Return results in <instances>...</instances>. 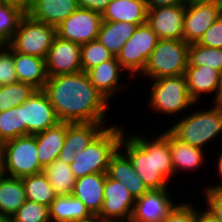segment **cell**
I'll use <instances>...</instances> for the list:
<instances>
[{"instance_id":"cell-1","label":"cell","mask_w":222,"mask_h":222,"mask_svg":"<svg viewBox=\"0 0 222 222\" xmlns=\"http://www.w3.org/2000/svg\"><path fill=\"white\" fill-rule=\"evenodd\" d=\"M42 90L59 121L106 123L110 102L91 84L86 72L49 76Z\"/></svg>"},{"instance_id":"cell-2","label":"cell","mask_w":222,"mask_h":222,"mask_svg":"<svg viewBox=\"0 0 222 222\" xmlns=\"http://www.w3.org/2000/svg\"><path fill=\"white\" fill-rule=\"evenodd\" d=\"M123 133L119 149L129 158L133 169L148 190L169 188L174 178V169L168 143V129L155 138L144 134ZM149 140V141H148ZM125 149V150H124Z\"/></svg>"},{"instance_id":"cell-3","label":"cell","mask_w":222,"mask_h":222,"mask_svg":"<svg viewBox=\"0 0 222 222\" xmlns=\"http://www.w3.org/2000/svg\"><path fill=\"white\" fill-rule=\"evenodd\" d=\"M190 113V114H189ZM167 128L177 139L206 152V144L222 136V104L193 109ZM205 147V148H204Z\"/></svg>"},{"instance_id":"cell-4","label":"cell","mask_w":222,"mask_h":222,"mask_svg":"<svg viewBox=\"0 0 222 222\" xmlns=\"http://www.w3.org/2000/svg\"><path fill=\"white\" fill-rule=\"evenodd\" d=\"M124 132L121 125H109L85 149L77 152L70 164L74 177L107 173L110 158L119 148Z\"/></svg>"},{"instance_id":"cell-5","label":"cell","mask_w":222,"mask_h":222,"mask_svg":"<svg viewBox=\"0 0 222 222\" xmlns=\"http://www.w3.org/2000/svg\"><path fill=\"white\" fill-rule=\"evenodd\" d=\"M151 83L148 106L156 114L176 118L177 113L182 114L196 104L189 95L185 75L161 77L153 79Z\"/></svg>"},{"instance_id":"cell-6","label":"cell","mask_w":222,"mask_h":222,"mask_svg":"<svg viewBox=\"0 0 222 222\" xmlns=\"http://www.w3.org/2000/svg\"><path fill=\"white\" fill-rule=\"evenodd\" d=\"M190 44L184 40L160 39L140 75L157 79L185 75L189 64Z\"/></svg>"},{"instance_id":"cell-7","label":"cell","mask_w":222,"mask_h":222,"mask_svg":"<svg viewBox=\"0 0 222 222\" xmlns=\"http://www.w3.org/2000/svg\"><path fill=\"white\" fill-rule=\"evenodd\" d=\"M56 36L57 27L36 21L26 14L8 45L15 52L46 59Z\"/></svg>"},{"instance_id":"cell-8","label":"cell","mask_w":222,"mask_h":222,"mask_svg":"<svg viewBox=\"0 0 222 222\" xmlns=\"http://www.w3.org/2000/svg\"><path fill=\"white\" fill-rule=\"evenodd\" d=\"M40 172H43V167L37 156L35 135L19 136L4 142V175L22 178Z\"/></svg>"},{"instance_id":"cell-9","label":"cell","mask_w":222,"mask_h":222,"mask_svg":"<svg viewBox=\"0 0 222 222\" xmlns=\"http://www.w3.org/2000/svg\"><path fill=\"white\" fill-rule=\"evenodd\" d=\"M158 40L147 23L136 27L116 57L120 66L129 73L128 77L133 78L135 75L137 77L143 72Z\"/></svg>"},{"instance_id":"cell-10","label":"cell","mask_w":222,"mask_h":222,"mask_svg":"<svg viewBox=\"0 0 222 222\" xmlns=\"http://www.w3.org/2000/svg\"><path fill=\"white\" fill-rule=\"evenodd\" d=\"M222 15V3L187 0L184 13V41L196 43Z\"/></svg>"},{"instance_id":"cell-11","label":"cell","mask_w":222,"mask_h":222,"mask_svg":"<svg viewBox=\"0 0 222 222\" xmlns=\"http://www.w3.org/2000/svg\"><path fill=\"white\" fill-rule=\"evenodd\" d=\"M102 14L78 8L57 27V36L83 45L98 39Z\"/></svg>"},{"instance_id":"cell-12","label":"cell","mask_w":222,"mask_h":222,"mask_svg":"<svg viewBox=\"0 0 222 222\" xmlns=\"http://www.w3.org/2000/svg\"><path fill=\"white\" fill-rule=\"evenodd\" d=\"M135 201L121 182L111 179L106 174L104 200L98 217L130 222Z\"/></svg>"},{"instance_id":"cell-13","label":"cell","mask_w":222,"mask_h":222,"mask_svg":"<svg viewBox=\"0 0 222 222\" xmlns=\"http://www.w3.org/2000/svg\"><path fill=\"white\" fill-rule=\"evenodd\" d=\"M45 63L48 77L81 72V45L56 36Z\"/></svg>"},{"instance_id":"cell-14","label":"cell","mask_w":222,"mask_h":222,"mask_svg":"<svg viewBox=\"0 0 222 222\" xmlns=\"http://www.w3.org/2000/svg\"><path fill=\"white\" fill-rule=\"evenodd\" d=\"M186 3L149 8L147 24L158 39L184 40V13Z\"/></svg>"},{"instance_id":"cell-15","label":"cell","mask_w":222,"mask_h":222,"mask_svg":"<svg viewBox=\"0 0 222 222\" xmlns=\"http://www.w3.org/2000/svg\"><path fill=\"white\" fill-rule=\"evenodd\" d=\"M24 122H26V135H35L60 122L42 89H37L28 100L22 104Z\"/></svg>"},{"instance_id":"cell-16","label":"cell","mask_w":222,"mask_h":222,"mask_svg":"<svg viewBox=\"0 0 222 222\" xmlns=\"http://www.w3.org/2000/svg\"><path fill=\"white\" fill-rule=\"evenodd\" d=\"M170 191L148 190L135 201L130 222H161L176 205Z\"/></svg>"},{"instance_id":"cell-17","label":"cell","mask_w":222,"mask_h":222,"mask_svg":"<svg viewBox=\"0 0 222 222\" xmlns=\"http://www.w3.org/2000/svg\"><path fill=\"white\" fill-rule=\"evenodd\" d=\"M105 124L66 122V136L58 159L70 165L77 152L85 149L108 126Z\"/></svg>"},{"instance_id":"cell-18","label":"cell","mask_w":222,"mask_h":222,"mask_svg":"<svg viewBox=\"0 0 222 222\" xmlns=\"http://www.w3.org/2000/svg\"><path fill=\"white\" fill-rule=\"evenodd\" d=\"M122 72H125L124 69L120 66L117 58L114 57L89 69L86 73L91 84L110 102L112 97L118 94V91L119 93L120 91L124 92L122 89H127L130 85L129 83L127 85V83L121 80ZM120 81H122V83Z\"/></svg>"},{"instance_id":"cell-19","label":"cell","mask_w":222,"mask_h":222,"mask_svg":"<svg viewBox=\"0 0 222 222\" xmlns=\"http://www.w3.org/2000/svg\"><path fill=\"white\" fill-rule=\"evenodd\" d=\"M78 8L77 0H29L26 12L36 21L58 27Z\"/></svg>"},{"instance_id":"cell-20","label":"cell","mask_w":222,"mask_h":222,"mask_svg":"<svg viewBox=\"0 0 222 222\" xmlns=\"http://www.w3.org/2000/svg\"><path fill=\"white\" fill-rule=\"evenodd\" d=\"M107 175L111 179L121 182L135 200L148 191L133 169L129 158L119 148L110 158Z\"/></svg>"},{"instance_id":"cell-21","label":"cell","mask_w":222,"mask_h":222,"mask_svg":"<svg viewBox=\"0 0 222 222\" xmlns=\"http://www.w3.org/2000/svg\"><path fill=\"white\" fill-rule=\"evenodd\" d=\"M106 174H89L75 182L72 195L81 200L93 216H98L102 208Z\"/></svg>"},{"instance_id":"cell-22","label":"cell","mask_w":222,"mask_h":222,"mask_svg":"<svg viewBox=\"0 0 222 222\" xmlns=\"http://www.w3.org/2000/svg\"><path fill=\"white\" fill-rule=\"evenodd\" d=\"M219 75L220 72L212 67L188 66L185 76L191 98L198 103L202 99V95L214 92L212 103L217 104Z\"/></svg>"},{"instance_id":"cell-23","label":"cell","mask_w":222,"mask_h":222,"mask_svg":"<svg viewBox=\"0 0 222 222\" xmlns=\"http://www.w3.org/2000/svg\"><path fill=\"white\" fill-rule=\"evenodd\" d=\"M168 143L171 152L174 175H176L177 172L179 174L180 170H185L184 172L188 173L189 171L191 172L194 170V172H196L199 167L205 165V150L180 141L169 130Z\"/></svg>"},{"instance_id":"cell-24","label":"cell","mask_w":222,"mask_h":222,"mask_svg":"<svg viewBox=\"0 0 222 222\" xmlns=\"http://www.w3.org/2000/svg\"><path fill=\"white\" fill-rule=\"evenodd\" d=\"M145 0H112L102 14L103 21L128 22L137 26L147 23Z\"/></svg>"},{"instance_id":"cell-25","label":"cell","mask_w":222,"mask_h":222,"mask_svg":"<svg viewBox=\"0 0 222 222\" xmlns=\"http://www.w3.org/2000/svg\"><path fill=\"white\" fill-rule=\"evenodd\" d=\"M13 62L18 81L29 83L37 89L44 88L48 79L45 59L13 50Z\"/></svg>"},{"instance_id":"cell-26","label":"cell","mask_w":222,"mask_h":222,"mask_svg":"<svg viewBox=\"0 0 222 222\" xmlns=\"http://www.w3.org/2000/svg\"><path fill=\"white\" fill-rule=\"evenodd\" d=\"M35 136L37 156L40 165L44 168L55 159H58L66 136V122L60 121L45 131L35 134Z\"/></svg>"},{"instance_id":"cell-27","label":"cell","mask_w":222,"mask_h":222,"mask_svg":"<svg viewBox=\"0 0 222 222\" xmlns=\"http://www.w3.org/2000/svg\"><path fill=\"white\" fill-rule=\"evenodd\" d=\"M92 217L84 203L73 195L57 196L49 207L51 222H79Z\"/></svg>"},{"instance_id":"cell-28","label":"cell","mask_w":222,"mask_h":222,"mask_svg":"<svg viewBox=\"0 0 222 222\" xmlns=\"http://www.w3.org/2000/svg\"><path fill=\"white\" fill-rule=\"evenodd\" d=\"M27 200L21 178L0 175V216L11 218Z\"/></svg>"},{"instance_id":"cell-29","label":"cell","mask_w":222,"mask_h":222,"mask_svg":"<svg viewBox=\"0 0 222 222\" xmlns=\"http://www.w3.org/2000/svg\"><path fill=\"white\" fill-rule=\"evenodd\" d=\"M137 25L128 22L102 21L98 41L104 45L114 57L133 35Z\"/></svg>"},{"instance_id":"cell-30","label":"cell","mask_w":222,"mask_h":222,"mask_svg":"<svg viewBox=\"0 0 222 222\" xmlns=\"http://www.w3.org/2000/svg\"><path fill=\"white\" fill-rule=\"evenodd\" d=\"M26 14L25 4L15 0H0V45H8L12 41Z\"/></svg>"},{"instance_id":"cell-31","label":"cell","mask_w":222,"mask_h":222,"mask_svg":"<svg viewBox=\"0 0 222 222\" xmlns=\"http://www.w3.org/2000/svg\"><path fill=\"white\" fill-rule=\"evenodd\" d=\"M43 173L48 178L57 196L72 195L76 178L69 164L55 159L43 168Z\"/></svg>"},{"instance_id":"cell-32","label":"cell","mask_w":222,"mask_h":222,"mask_svg":"<svg viewBox=\"0 0 222 222\" xmlns=\"http://www.w3.org/2000/svg\"><path fill=\"white\" fill-rule=\"evenodd\" d=\"M21 179L27 200L50 207L57 194L43 172L27 175Z\"/></svg>"},{"instance_id":"cell-33","label":"cell","mask_w":222,"mask_h":222,"mask_svg":"<svg viewBox=\"0 0 222 222\" xmlns=\"http://www.w3.org/2000/svg\"><path fill=\"white\" fill-rule=\"evenodd\" d=\"M26 135L22 105L0 112V141L6 142Z\"/></svg>"},{"instance_id":"cell-34","label":"cell","mask_w":222,"mask_h":222,"mask_svg":"<svg viewBox=\"0 0 222 222\" xmlns=\"http://www.w3.org/2000/svg\"><path fill=\"white\" fill-rule=\"evenodd\" d=\"M36 90L33 85L20 81L0 86V112L22 105Z\"/></svg>"},{"instance_id":"cell-35","label":"cell","mask_w":222,"mask_h":222,"mask_svg":"<svg viewBox=\"0 0 222 222\" xmlns=\"http://www.w3.org/2000/svg\"><path fill=\"white\" fill-rule=\"evenodd\" d=\"M188 66L212 67L220 72L222 70V48L205 47L197 42L191 43Z\"/></svg>"},{"instance_id":"cell-36","label":"cell","mask_w":222,"mask_h":222,"mask_svg":"<svg viewBox=\"0 0 222 222\" xmlns=\"http://www.w3.org/2000/svg\"><path fill=\"white\" fill-rule=\"evenodd\" d=\"M113 58L111 52L98 40L81 45V67L84 72Z\"/></svg>"},{"instance_id":"cell-37","label":"cell","mask_w":222,"mask_h":222,"mask_svg":"<svg viewBox=\"0 0 222 222\" xmlns=\"http://www.w3.org/2000/svg\"><path fill=\"white\" fill-rule=\"evenodd\" d=\"M10 219L11 222H51L49 207L30 200H26Z\"/></svg>"},{"instance_id":"cell-38","label":"cell","mask_w":222,"mask_h":222,"mask_svg":"<svg viewBox=\"0 0 222 222\" xmlns=\"http://www.w3.org/2000/svg\"><path fill=\"white\" fill-rule=\"evenodd\" d=\"M18 81L13 62V49L9 45H0V86Z\"/></svg>"},{"instance_id":"cell-39","label":"cell","mask_w":222,"mask_h":222,"mask_svg":"<svg viewBox=\"0 0 222 222\" xmlns=\"http://www.w3.org/2000/svg\"><path fill=\"white\" fill-rule=\"evenodd\" d=\"M198 208L189 202L178 203L161 222H198Z\"/></svg>"},{"instance_id":"cell-40","label":"cell","mask_w":222,"mask_h":222,"mask_svg":"<svg viewBox=\"0 0 222 222\" xmlns=\"http://www.w3.org/2000/svg\"><path fill=\"white\" fill-rule=\"evenodd\" d=\"M205 207L215 217L222 221V188L208 186L204 188Z\"/></svg>"},{"instance_id":"cell-41","label":"cell","mask_w":222,"mask_h":222,"mask_svg":"<svg viewBox=\"0 0 222 222\" xmlns=\"http://www.w3.org/2000/svg\"><path fill=\"white\" fill-rule=\"evenodd\" d=\"M197 43L205 47L222 48V15L205 31Z\"/></svg>"},{"instance_id":"cell-42","label":"cell","mask_w":222,"mask_h":222,"mask_svg":"<svg viewBox=\"0 0 222 222\" xmlns=\"http://www.w3.org/2000/svg\"><path fill=\"white\" fill-rule=\"evenodd\" d=\"M112 0H77L79 8L92 10L103 14Z\"/></svg>"},{"instance_id":"cell-43","label":"cell","mask_w":222,"mask_h":222,"mask_svg":"<svg viewBox=\"0 0 222 222\" xmlns=\"http://www.w3.org/2000/svg\"><path fill=\"white\" fill-rule=\"evenodd\" d=\"M147 8H157L163 6H174L177 4L186 3L187 0H145Z\"/></svg>"},{"instance_id":"cell-44","label":"cell","mask_w":222,"mask_h":222,"mask_svg":"<svg viewBox=\"0 0 222 222\" xmlns=\"http://www.w3.org/2000/svg\"><path fill=\"white\" fill-rule=\"evenodd\" d=\"M198 222H222L220 219L211 214L207 209H198Z\"/></svg>"},{"instance_id":"cell-45","label":"cell","mask_w":222,"mask_h":222,"mask_svg":"<svg viewBox=\"0 0 222 222\" xmlns=\"http://www.w3.org/2000/svg\"><path fill=\"white\" fill-rule=\"evenodd\" d=\"M219 155L220 156L218 157L219 159L217 161V165H215V166H218L217 167V173H219V174H216V175H218L220 177V179H221L220 181H222V153H220ZM216 183H217L216 185L211 184L212 185L211 187L222 188V182H216Z\"/></svg>"},{"instance_id":"cell-46","label":"cell","mask_w":222,"mask_h":222,"mask_svg":"<svg viewBox=\"0 0 222 222\" xmlns=\"http://www.w3.org/2000/svg\"><path fill=\"white\" fill-rule=\"evenodd\" d=\"M217 104H222V70L220 71L219 81H218Z\"/></svg>"},{"instance_id":"cell-47","label":"cell","mask_w":222,"mask_h":222,"mask_svg":"<svg viewBox=\"0 0 222 222\" xmlns=\"http://www.w3.org/2000/svg\"><path fill=\"white\" fill-rule=\"evenodd\" d=\"M4 169V142L0 141V175H3Z\"/></svg>"},{"instance_id":"cell-48","label":"cell","mask_w":222,"mask_h":222,"mask_svg":"<svg viewBox=\"0 0 222 222\" xmlns=\"http://www.w3.org/2000/svg\"><path fill=\"white\" fill-rule=\"evenodd\" d=\"M96 222H119V221L112 220V219H104V218H100L96 216Z\"/></svg>"},{"instance_id":"cell-49","label":"cell","mask_w":222,"mask_h":222,"mask_svg":"<svg viewBox=\"0 0 222 222\" xmlns=\"http://www.w3.org/2000/svg\"><path fill=\"white\" fill-rule=\"evenodd\" d=\"M79 222H96V216H93L92 218L84 221H79Z\"/></svg>"},{"instance_id":"cell-50","label":"cell","mask_w":222,"mask_h":222,"mask_svg":"<svg viewBox=\"0 0 222 222\" xmlns=\"http://www.w3.org/2000/svg\"><path fill=\"white\" fill-rule=\"evenodd\" d=\"M11 219L10 218H6V217H1L0 216V222H10Z\"/></svg>"},{"instance_id":"cell-51","label":"cell","mask_w":222,"mask_h":222,"mask_svg":"<svg viewBox=\"0 0 222 222\" xmlns=\"http://www.w3.org/2000/svg\"><path fill=\"white\" fill-rule=\"evenodd\" d=\"M15 1L21 2V3L25 4V5H27L28 2H29V0H15Z\"/></svg>"},{"instance_id":"cell-52","label":"cell","mask_w":222,"mask_h":222,"mask_svg":"<svg viewBox=\"0 0 222 222\" xmlns=\"http://www.w3.org/2000/svg\"><path fill=\"white\" fill-rule=\"evenodd\" d=\"M199 1H214V2L222 3V0H199Z\"/></svg>"}]
</instances>
